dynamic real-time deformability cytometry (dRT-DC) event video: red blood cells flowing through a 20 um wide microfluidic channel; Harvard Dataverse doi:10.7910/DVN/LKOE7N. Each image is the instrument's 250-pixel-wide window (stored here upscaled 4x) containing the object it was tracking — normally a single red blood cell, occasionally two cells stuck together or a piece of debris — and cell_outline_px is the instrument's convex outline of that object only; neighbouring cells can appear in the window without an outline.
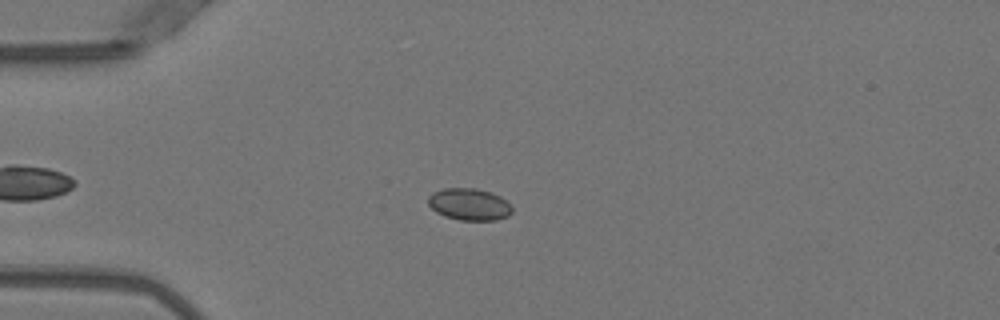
{"species": "Egyptian fruit bat (a non-hibernating species)", "species_latin": "Rousettus aegyptiacus", "temperature_condition": "warm", "stored_images_in_passage": 43, "camera_frame_rate_fps": 3000, "um_per_image_px": 0.085, "animal": {"sex": "female"}, "frame": {"image": 1, "passage_image": 14, "time_ms": 4.333, "image_size_px": [1000, 320], "cell_outline_px": [[512, 212], [508, 216], [496, 220], [460, 220], [444, 216], [436, 212], [428, 204], [428, 196], [432, 192], [444, 188], [476, 188], [492, 192], [500, 196], [512, 208]], "centroid_in_image_um": [39.86, 17.36], "position_along_channel_um": 45.1, "area_um2": 15.66}}
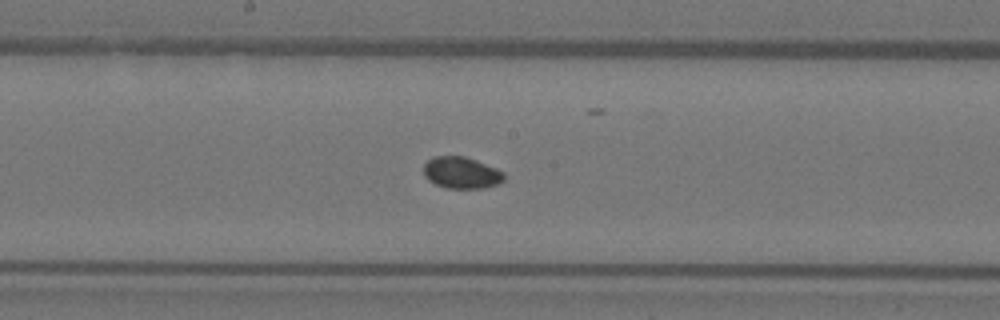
{"frame": {"image": 2, "passage_image": 28, "time_ms": 9.0, "image_size_px": [1000, 320], "cell_outline_px": [[504, 180], [500, 184], [484, 188], [444, 188], [428, 180], [424, 176], [424, 164], [432, 156], [464, 156], [476, 160], [496, 168], [504, 172]], "centroid_in_image_um": [39.22, 14.68], "position_along_channel_um": 209.0, "area_um2": 14.97}}
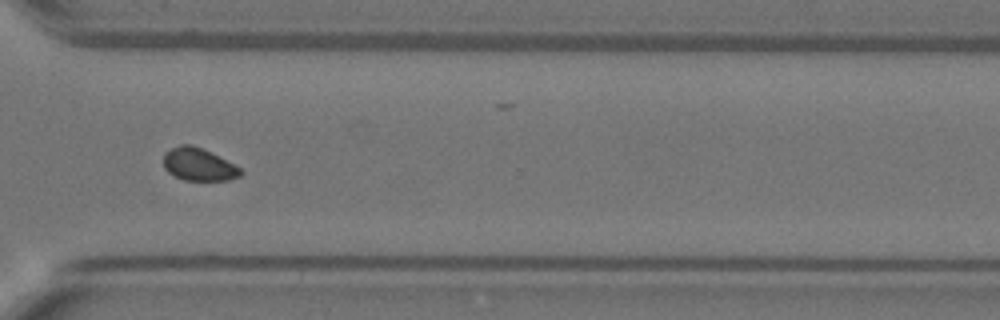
{"frame": {"image": 3, "passage_image": 39, "time_ms": 12.667, "image_size_px": [1000, 320], "cell_outline_px": [[244, 172], [240, 176], [228, 180], [184, 180], [168, 172], [164, 168], [164, 152], [180, 144], [192, 144], [240, 168]], "centroid_in_image_um": [16.85, 13.98], "position_along_channel_um": 353.8, "area_um2": 14.33}}